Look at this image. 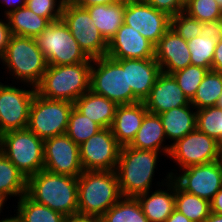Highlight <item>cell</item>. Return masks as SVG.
<instances>
[{"instance_id": "6da1fadb", "label": "cell", "mask_w": 222, "mask_h": 222, "mask_svg": "<svg viewBox=\"0 0 222 222\" xmlns=\"http://www.w3.org/2000/svg\"><path fill=\"white\" fill-rule=\"evenodd\" d=\"M78 177L45 169L27 178L26 195L68 219L78 218Z\"/></svg>"}, {"instance_id": "7a4b0ae2", "label": "cell", "mask_w": 222, "mask_h": 222, "mask_svg": "<svg viewBox=\"0 0 222 222\" xmlns=\"http://www.w3.org/2000/svg\"><path fill=\"white\" fill-rule=\"evenodd\" d=\"M78 218L99 220L121 198L116 170L83 171L78 176Z\"/></svg>"}, {"instance_id": "3957f363", "label": "cell", "mask_w": 222, "mask_h": 222, "mask_svg": "<svg viewBox=\"0 0 222 222\" xmlns=\"http://www.w3.org/2000/svg\"><path fill=\"white\" fill-rule=\"evenodd\" d=\"M159 153L162 152L121 147L116 173L122 197H136L151 190Z\"/></svg>"}, {"instance_id": "277c9868", "label": "cell", "mask_w": 222, "mask_h": 222, "mask_svg": "<svg viewBox=\"0 0 222 222\" xmlns=\"http://www.w3.org/2000/svg\"><path fill=\"white\" fill-rule=\"evenodd\" d=\"M92 62L74 65H48L36 92L47 99L74 103L90 90Z\"/></svg>"}, {"instance_id": "5b68a950", "label": "cell", "mask_w": 222, "mask_h": 222, "mask_svg": "<svg viewBox=\"0 0 222 222\" xmlns=\"http://www.w3.org/2000/svg\"><path fill=\"white\" fill-rule=\"evenodd\" d=\"M0 63L8 74L27 87H36L42 80L48 64L44 54L32 37L11 35ZM19 80V81H18Z\"/></svg>"}, {"instance_id": "8992f818", "label": "cell", "mask_w": 222, "mask_h": 222, "mask_svg": "<svg viewBox=\"0 0 222 222\" xmlns=\"http://www.w3.org/2000/svg\"><path fill=\"white\" fill-rule=\"evenodd\" d=\"M90 90L117 105L141 102L128 88L127 59L108 56L92 59Z\"/></svg>"}, {"instance_id": "52a82bcc", "label": "cell", "mask_w": 222, "mask_h": 222, "mask_svg": "<svg viewBox=\"0 0 222 222\" xmlns=\"http://www.w3.org/2000/svg\"><path fill=\"white\" fill-rule=\"evenodd\" d=\"M44 140L28 128L7 131L0 135V151L26 177L44 169Z\"/></svg>"}, {"instance_id": "ba28073f", "label": "cell", "mask_w": 222, "mask_h": 222, "mask_svg": "<svg viewBox=\"0 0 222 222\" xmlns=\"http://www.w3.org/2000/svg\"><path fill=\"white\" fill-rule=\"evenodd\" d=\"M34 39L48 65L60 66L92 62V59L80 48L62 19L48 24Z\"/></svg>"}, {"instance_id": "9c48e42d", "label": "cell", "mask_w": 222, "mask_h": 222, "mask_svg": "<svg viewBox=\"0 0 222 222\" xmlns=\"http://www.w3.org/2000/svg\"><path fill=\"white\" fill-rule=\"evenodd\" d=\"M73 107L74 103L47 99L36 92L27 128L43 140L65 134Z\"/></svg>"}, {"instance_id": "30bf717a", "label": "cell", "mask_w": 222, "mask_h": 222, "mask_svg": "<svg viewBox=\"0 0 222 222\" xmlns=\"http://www.w3.org/2000/svg\"><path fill=\"white\" fill-rule=\"evenodd\" d=\"M61 19L68 26L71 35L89 58L94 59L106 56L108 42L93 24L94 21L86 8L76 6L66 0Z\"/></svg>"}, {"instance_id": "8fae6325", "label": "cell", "mask_w": 222, "mask_h": 222, "mask_svg": "<svg viewBox=\"0 0 222 222\" xmlns=\"http://www.w3.org/2000/svg\"><path fill=\"white\" fill-rule=\"evenodd\" d=\"M0 82V135L27 128L31 103L36 87L30 89Z\"/></svg>"}, {"instance_id": "7c38bea8", "label": "cell", "mask_w": 222, "mask_h": 222, "mask_svg": "<svg viewBox=\"0 0 222 222\" xmlns=\"http://www.w3.org/2000/svg\"><path fill=\"white\" fill-rule=\"evenodd\" d=\"M183 172H169L171 179L185 192L196 195L209 202L222 188V165L218 160L189 166Z\"/></svg>"}, {"instance_id": "4fadbf2b", "label": "cell", "mask_w": 222, "mask_h": 222, "mask_svg": "<svg viewBox=\"0 0 222 222\" xmlns=\"http://www.w3.org/2000/svg\"><path fill=\"white\" fill-rule=\"evenodd\" d=\"M121 147L111 129L103 128L79 145L80 161L84 171L116 170Z\"/></svg>"}, {"instance_id": "5bb4252c", "label": "cell", "mask_w": 222, "mask_h": 222, "mask_svg": "<svg viewBox=\"0 0 222 222\" xmlns=\"http://www.w3.org/2000/svg\"><path fill=\"white\" fill-rule=\"evenodd\" d=\"M219 142L195 129L171 145L168 158L179 165V171L189 166L218 160Z\"/></svg>"}, {"instance_id": "9a60e30c", "label": "cell", "mask_w": 222, "mask_h": 222, "mask_svg": "<svg viewBox=\"0 0 222 222\" xmlns=\"http://www.w3.org/2000/svg\"><path fill=\"white\" fill-rule=\"evenodd\" d=\"M124 24L138 31L154 46L171 27V17L145 0L125 2Z\"/></svg>"}, {"instance_id": "2e32d148", "label": "cell", "mask_w": 222, "mask_h": 222, "mask_svg": "<svg viewBox=\"0 0 222 222\" xmlns=\"http://www.w3.org/2000/svg\"><path fill=\"white\" fill-rule=\"evenodd\" d=\"M44 169L78 177L83 171L79 146L65 133L44 140Z\"/></svg>"}, {"instance_id": "e0dca14e", "label": "cell", "mask_w": 222, "mask_h": 222, "mask_svg": "<svg viewBox=\"0 0 222 222\" xmlns=\"http://www.w3.org/2000/svg\"><path fill=\"white\" fill-rule=\"evenodd\" d=\"M106 56L112 59L154 58V45L138 31L123 23L108 42Z\"/></svg>"}, {"instance_id": "ac0fdd59", "label": "cell", "mask_w": 222, "mask_h": 222, "mask_svg": "<svg viewBox=\"0 0 222 222\" xmlns=\"http://www.w3.org/2000/svg\"><path fill=\"white\" fill-rule=\"evenodd\" d=\"M154 59L166 74L186 68L191 65L187 41L170 27L154 46Z\"/></svg>"}, {"instance_id": "d6986e66", "label": "cell", "mask_w": 222, "mask_h": 222, "mask_svg": "<svg viewBox=\"0 0 222 222\" xmlns=\"http://www.w3.org/2000/svg\"><path fill=\"white\" fill-rule=\"evenodd\" d=\"M143 103L149 113L158 115L173 108L187 106L190 101L179 88L175 78L171 74L161 72Z\"/></svg>"}, {"instance_id": "ffe728a7", "label": "cell", "mask_w": 222, "mask_h": 222, "mask_svg": "<svg viewBox=\"0 0 222 222\" xmlns=\"http://www.w3.org/2000/svg\"><path fill=\"white\" fill-rule=\"evenodd\" d=\"M166 175V179H162L161 183L157 182L160 189L157 188L153 192L150 190L136 196L149 222H166L175 210V182L171 179L169 172ZM160 184L164 189H167H161L162 185Z\"/></svg>"}, {"instance_id": "44dd1931", "label": "cell", "mask_w": 222, "mask_h": 222, "mask_svg": "<svg viewBox=\"0 0 222 222\" xmlns=\"http://www.w3.org/2000/svg\"><path fill=\"white\" fill-rule=\"evenodd\" d=\"M147 113L143 102L117 106L110 129L121 146L129 145L132 142Z\"/></svg>"}, {"instance_id": "7402d4cb", "label": "cell", "mask_w": 222, "mask_h": 222, "mask_svg": "<svg viewBox=\"0 0 222 222\" xmlns=\"http://www.w3.org/2000/svg\"><path fill=\"white\" fill-rule=\"evenodd\" d=\"M160 73V65L154 58L127 59L128 88L141 102L149 95Z\"/></svg>"}, {"instance_id": "603a6c76", "label": "cell", "mask_w": 222, "mask_h": 222, "mask_svg": "<svg viewBox=\"0 0 222 222\" xmlns=\"http://www.w3.org/2000/svg\"><path fill=\"white\" fill-rule=\"evenodd\" d=\"M166 139L159 115L148 112L144 116L135 138L128 146L141 150L162 152V155H166L168 158L171 145H164V142H167Z\"/></svg>"}, {"instance_id": "cb8c5ba5", "label": "cell", "mask_w": 222, "mask_h": 222, "mask_svg": "<svg viewBox=\"0 0 222 222\" xmlns=\"http://www.w3.org/2000/svg\"><path fill=\"white\" fill-rule=\"evenodd\" d=\"M114 101L89 90L74 102V107L102 128H110L117 108Z\"/></svg>"}, {"instance_id": "d4e9b609", "label": "cell", "mask_w": 222, "mask_h": 222, "mask_svg": "<svg viewBox=\"0 0 222 222\" xmlns=\"http://www.w3.org/2000/svg\"><path fill=\"white\" fill-rule=\"evenodd\" d=\"M194 109L189 104L158 114L167 140L173 141L172 143L170 142V145L196 129L197 110L193 111Z\"/></svg>"}, {"instance_id": "484cf974", "label": "cell", "mask_w": 222, "mask_h": 222, "mask_svg": "<svg viewBox=\"0 0 222 222\" xmlns=\"http://www.w3.org/2000/svg\"><path fill=\"white\" fill-rule=\"evenodd\" d=\"M93 24L104 39L109 42L124 23L125 2L108 5H91L86 7Z\"/></svg>"}, {"instance_id": "4316f807", "label": "cell", "mask_w": 222, "mask_h": 222, "mask_svg": "<svg viewBox=\"0 0 222 222\" xmlns=\"http://www.w3.org/2000/svg\"><path fill=\"white\" fill-rule=\"evenodd\" d=\"M11 35L32 37L35 38L50 24V22L33 11L28 7L12 11L7 16Z\"/></svg>"}, {"instance_id": "83f0119b", "label": "cell", "mask_w": 222, "mask_h": 222, "mask_svg": "<svg viewBox=\"0 0 222 222\" xmlns=\"http://www.w3.org/2000/svg\"><path fill=\"white\" fill-rule=\"evenodd\" d=\"M17 212L12 216L16 222H67L63 214L30 199L26 194L17 198Z\"/></svg>"}, {"instance_id": "f1b7e54d", "label": "cell", "mask_w": 222, "mask_h": 222, "mask_svg": "<svg viewBox=\"0 0 222 222\" xmlns=\"http://www.w3.org/2000/svg\"><path fill=\"white\" fill-rule=\"evenodd\" d=\"M27 178L0 151V197L6 202L10 196L21 197L26 194Z\"/></svg>"}, {"instance_id": "f546056e", "label": "cell", "mask_w": 222, "mask_h": 222, "mask_svg": "<svg viewBox=\"0 0 222 222\" xmlns=\"http://www.w3.org/2000/svg\"><path fill=\"white\" fill-rule=\"evenodd\" d=\"M175 209L192 222H203L211 213L210 202L182 190L175 183Z\"/></svg>"}, {"instance_id": "4dcf8cb0", "label": "cell", "mask_w": 222, "mask_h": 222, "mask_svg": "<svg viewBox=\"0 0 222 222\" xmlns=\"http://www.w3.org/2000/svg\"><path fill=\"white\" fill-rule=\"evenodd\" d=\"M99 222H149L136 197H122Z\"/></svg>"}, {"instance_id": "1f68e13d", "label": "cell", "mask_w": 222, "mask_h": 222, "mask_svg": "<svg viewBox=\"0 0 222 222\" xmlns=\"http://www.w3.org/2000/svg\"><path fill=\"white\" fill-rule=\"evenodd\" d=\"M222 94V73L209 70L190 104L196 109L216 106Z\"/></svg>"}, {"instance_id": "d6a6232c", "label": "cell", "mask_w": 222, "mask_h": 222, "mask_svg": "<svg viewBox=\"0 0 222 222\" xmlns=\"http://www.w3.org/2000/svg\"><path fill=\"white\" fill-rule=\"evenodd\" d=\"M102 129L103 128L99 124L89 119V117L84 116L75 107L72 108L66 134L78 146Z\"/></svg>"}, {"instance_id": "836d02e7", "label": "cell", "mask_w": 222, "mask_h": 222, "mask_svg": "<svg viewBox=\"0 0 222 222\" xmlns=\"http://www.w3.org/2000/svg\"><path fill=\"white\" fill-rule=\"evenodd\" d=\"M217 41V39H212L208 36H197L187 41L190 51L191 65L211 70Z\"/></svg>"}, {"instance_id": "e575fe53", "label": "cell", "mask_w": 222, "mask_h": 222, "mask_svg": "<svg viewBox=\"0 0 222 222\" xmlns=\"http://www.w3.org/2000/svg\"><path fill=\"white\" fill-rule=\"evenodd\" d=\"M196 129L217 142L222 141V109L217 106L198 109Z\"/></svg>"}, {"instance_id": "d590c367", "label": "cell", "mask_w": 222, "mask_h": 222, "mask_svg": "<svg viewBox=\"0 0 222 222\" xmlns=\"http://www.w3.org/2000/svg\"><path fill=\"white\" fill-rule=\"evenodd\" d=\"M208 71L209 69L207 68L189 65L171 75L175 78L179 88L183 91L188 100L191 101Z\"/></svg>"}, {"instance_id": "8d00e7d4", "label": "cell", "mask_w": 222, "mask_h": 222, "mask_svg": "<svg viewBox=\"0 0 222 222\" xmlns=\"http://www.w3.org/2000/svg\"><path fill=\"white\" fill-rule=\"evenodd\" d=\"M184 12L199 22L222 19V8L216 0H186Z\"/></svg>"}, {"instance_id": "74e56055", "label": "cell", "mask_w": 222, "mask_h": 222, "mask_svg": "<svg viewBox=\"0 0 222 222\" xmlns=\"http://www.w3.org/2000/svg\"><path fill=\"white\" fill-rule=\"evenodd\" d=\"M171 28L176 31L185 41L200 36L203 25L196 18L184 11L171 17Z\"/></svg>"}, {"instance_id": "f35d334b", "label": "cell", "mask_w": 222, "mask_h": 222, "mask_svg": "<svg viewBox=\"0 0 222 222\" xmlns=\"http://www.w3.org/2000/svg\"><path fill=\"white\" fill-rule=\"evenodd\" d=\"M66 0H26V7L37 15L46 18L50 23L62 18Z\"/></svg>"}, {"instance_id": "ab89813d", "label": "cell", "mask_w": 222, "mask_h": 222, "mask_svg": "<svg viewBox=\"0 0 222 222\" xmlns=\"http://www.w3.org/2000/svg\"><path fill=\"white\" fill-rule=\"evenodd\" d=\"M158 11L173 17L184 11L186 0H145Z\"/></svg>"}, {"instance_id": "60d3db41", "label": "cell", "mask_w": 222, "mask_h": 222, "mask_svg": "<svg viewBox=\"0 0 222 222\" xmlns=\"http://www.w3.org/2000/svg\"><path fill=\"white\" fill-rule=\"evenodd\" d=\"M203 29L200 34L202 37L222 40V19L215 21L202 22Z\"/></svg>"}, {"instance_id": "b9f144b4", "label": "cell", "mask_w": 222, "mask_h": 222, "mask_svg": "<svg viewBox=\"0 0 222 222\" xmlns=\"http://www.w3.org/2000/svg\"><path fill=\"white\" fill-rule=\"evenodd\" d=\"M5 19L6 21L0 19V59L4 56L7 45L9 43V39L11 37L7 17Z\"/></svg>"}, {"instance_id": "7bdbcfd3", "label": "cell", "mask_w": 222, "mask_h": 222, "mask_svg": "<svg viewBox=\"0 0 222 222\" xmlns=\"http://www.w3.org/2000/svg\"><path fill=\"white\" fill-rule=\"evenodd\" d=\"M211 70L222 73V40L217 41Z\"/></svg>"}, {"instance_id": "ee69618b", "label": "cell", "mask_w": 222, "mask_h": 222, "mask_svg": "<svg viewBox=\"0 0 222 222\" xmlns=\"http://www.w3.org/2000/svg\"><path fill=\"white\" fill-rule=\"evenodd\" d=\"M68 1L82 8H86L91 5H108L120 2V0H68Z\"/></svg>"}, {"instance_id": "f6af8a7d", "label": "cell", "mask_w": 222, "mask_h": 222, "mask_svg": "<svg viewBox=\"0 0 222 222\" xmlns=\"http://www.w3.org/2000/svg\"><path fill=\"white\" fill-rule=\"evenodd\" d=\"M1 3H3L6 7H9V9H5L4 16L6 17L8 14H10L12 11H15L16 9L22 8L26 6V0H1Z\"/></svg>"}, {"instance_id": "bcb514c9", "label": "cell", "mask_w": 222, "mask_h": 222, "mask_svg": "<svg viewBox=\"0 0 222 222\" xmlns=\"http://www.w3.org/2000/svg\"><path fill=\"white\" fill-rule=\"evenodd\" d=\"M210 205L211 212L222 215V188L213 197Z\"/></svg>"}, {"instance_id": "7dc6e473", "label": "cell", "mask_w": 222, "mask_h": 222, "mask_svg": "<svg viewBox=\"0 0 222 222\" xmlns=\"http://www.w3.org/2000/svg\"><path fill=\"white\" fill-rule=\"evenodd\" d=\"M166 222H192L184 214L178 210H174L172 214L167 218Z\"/></svg>"}, {"instance_id": "c3c4849f", "label": "cell", "mask_w": 222, "mask_h": 222, "mask_svg": "<svg viewBox=\"0 0 222 222\" xmlns=\"http://www.w3.org/2000/svg\"><path fill=\"white\" fill-rule=\"evenodd\" d=\"M203 222H222V215L211 212Z\"/></svg>"}, {"instance_id": "681fc988", "label": "cell", "mask_w": 222, "mask_h": 222, "mask_svg": "<svg viewBox=\"0 0 222 222\" xmlns=\"http://www.w3.org/2000/svg\"><path fill=\"white\" fill-rule=\"evenodd\" d=\"M67 222H99V220L74 218L68 219Z\"/></svg>"}, {"instance_id": "f907efd6", "label": "cell", "mask_w": 222, "mask_h": 222, "mask_svg": "<svg viewBox=\"0 0 222 222\" xmlns=\"http://www.w3.org/2000/svg\"><path fill=\"white\" fill-rule=\"evenodd\" d=\"M218 162L222 165V141L219 142Z\"/></svg>"}, {"instance_id": "816d5d0a", "label": "cell", "mask_w": 222, "mask_h": 222, "mask_svg": "<svg viewBox=\"0 0 222 222\" xmlns=\"http://www.w3.org/2000/svg\"><path fill=\"white\" fill-rule=\"evenodd\" d=\"M5 203H6V201H5L3 198L0 197V215H1V212H2L3 207L5 206V205H4ZM7 219H8L7 217H6L5 219L2 218V219L0 220V222H4V221L7 220Z\"/></svg>"}, {"instance_id": "f5cc1de1", "label": "cell", "mask_w": 222, "mask_h": 222, "mask_svg": "<svg viewBox=\"0 0 222 222\" xmlns=\"http://www.w3.org/2000/svg\"><path fill=\"white\" fill-rule=\"evenodd\" d=\"M216 106L222 109V94L220 95Z\"/></svg>"}, {"instance_id": "db71d44e", "label": "cell", "mask_w": 222, "mask_h": 222, "mask_svg": "<svg viewBox=\"0 0 222 222\" xmlns=\"http://www.w3.org/2000/svg\"><path fill=\"white\" fill-rule=\"evenodd\" d=\"M4 222H16L12 217H8Z\"/></svg>"}, {"instance_id": "11a10c76", "label": "cell", "mask_w": 222, "mask_h": 222, "mask_svg": "<svg viewBox=\"0 0 222 222\" xmlns=\"http://www.w3.org/2000/svg\"><path fill=\"white\" fill-rule=\"evenodd\" d=\"M120 1H123V2H131V1H138V0H120Z\"/></svg>"}, {"instance_id": "9f6ffc18", "label": "cell", "mask_w": 222, "mask_h": 222, "mask_svg": "<svg viewBox=\"0 0 222 222\" xmlns=\"http://www.w3.org/2000/svg\"><path fill=\"white\" fill-rule=\"evenodd\" d=\"M222 8V0H216Z\"/></svg>"}]
</instances>
